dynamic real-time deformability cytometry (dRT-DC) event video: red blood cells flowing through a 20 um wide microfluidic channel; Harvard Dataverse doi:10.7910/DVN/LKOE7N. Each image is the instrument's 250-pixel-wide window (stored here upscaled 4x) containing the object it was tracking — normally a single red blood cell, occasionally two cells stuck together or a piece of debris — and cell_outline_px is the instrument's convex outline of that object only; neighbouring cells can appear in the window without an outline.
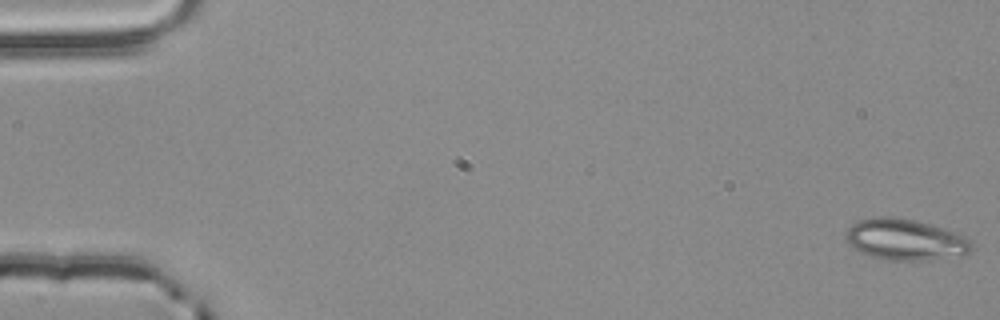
{"species": "common noctule bat (a hibernating species)", "species_latin": "Nyctalus noctula", "temperature_condition": "room temperature", "stored_images_in_passage": 56, "segment_of_instrument_passage": [1, 2], "camera_frame_rate_fps": 3000, "um_per_image_px": 0.085, "animal": {"sex": "male", "body_mass_g": 20.4}, "frame": {"image": 1, "passage_image": 1, "time_ms": 0.0, "image_size_px": [1000, 320], "cell_outline_px": [[972, 252], [964, 256], [920, 260], [884, 260], [872, 256], [848, 244], [844, 232], [852, 224], [860, 220], [876, 216], [896, 216], [928, 224], [964, 236], [972, 240]], "centroid_in_image_um": [76.96, 20.37], "position_along_channel_um": 8.0, "area_um2": 30.06}}
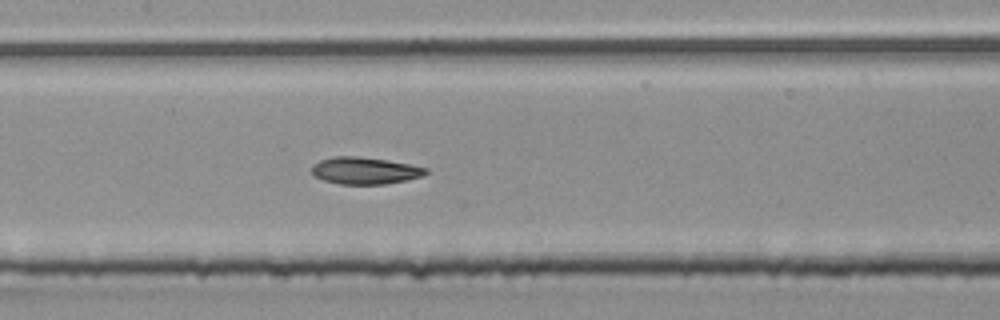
{"frame": {"image": 2, "passage_image": 27, "time_ms": 8.667, "image_size_px": [1000, 320], "cell_outline_px": [[428, 172], [424, 176], [384, 184], [340, 184], [324, 180], [316, 176], [312, 172], [312, 164], [320, 160], [332, 156], [356, 156], [388, 160], [428, 168]], "centroid_in_image_um": [31.01, 14.49], "position_along_channel_um": 176.4, "area_um2": 17.86}}
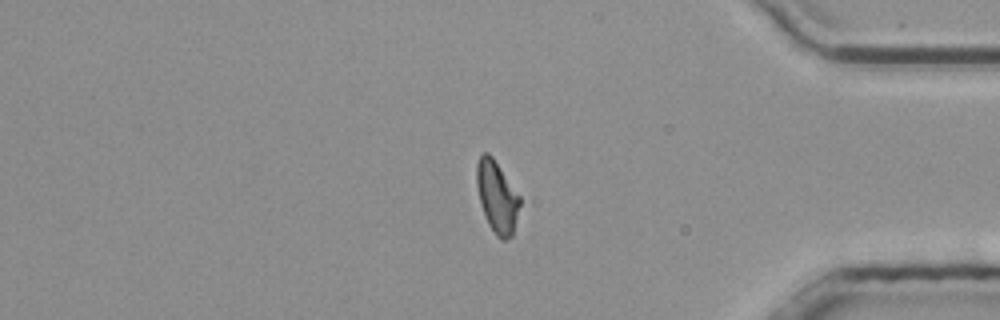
{"frame": {"image": 3, "passage_image": 46, "time_ms": 15.0, "image_size_px": [1000, 320], "cell_outline_px": [[520, 204], [512, 236], [504, 240], [500, 240], [496, 236], [488, 224], [480, 200], [476, 184], [476, 164], [480, 156], [484, 152], [488, 152], [492, 156], [520, 196]], "centroid_in_image_um": [42.24, 16.73], "position_along_channel_um": 393.0, "area_um2": 17.86}}